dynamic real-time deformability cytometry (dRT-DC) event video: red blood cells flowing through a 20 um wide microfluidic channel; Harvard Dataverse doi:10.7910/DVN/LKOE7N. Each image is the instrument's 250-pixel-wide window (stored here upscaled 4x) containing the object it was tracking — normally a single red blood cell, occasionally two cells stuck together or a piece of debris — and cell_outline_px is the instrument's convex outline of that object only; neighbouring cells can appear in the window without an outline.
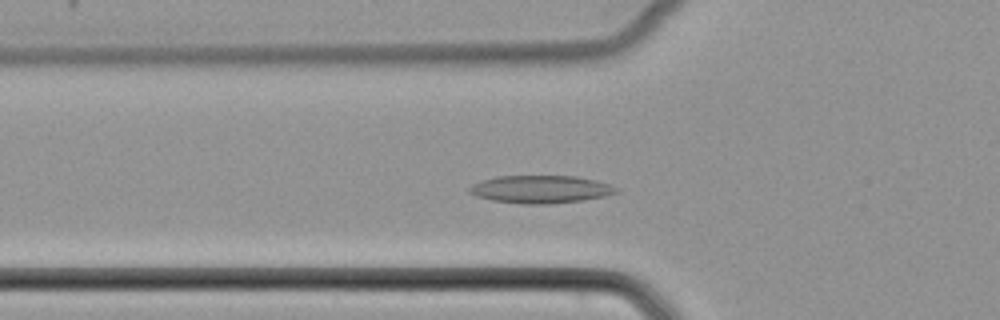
{"species": "common noctule bat (a hibernating species)", "species_latin": "Nyctalus noctula", "temperature_condition": "cold", "stored_images_in_passage": 49, "camera_frame_rate_fps": 3000, "um_per_image_px": 0.085, "animal": {"sex": "female", "body_mass_g": 22.7, "forearm_length_mm": 54.2}, "frame": {"image": 1, "passage_image": 15, "time_ms": 4.667, "image_size_px": [1000, 320], "cell_outline_px": [[620, 192], [604, 196], [584, 200], [548, 204], [524, 204], [492, 200], [476, 196], [468, 192], [468, 188], [472, 184], [480, 180], [496, 176], [576, 176], [596, 180], [620, 188]], "centroid_in_image_um": [45.95, 16.08], "position_along_channel_um": 79.8, "area_um2": 23.93}}
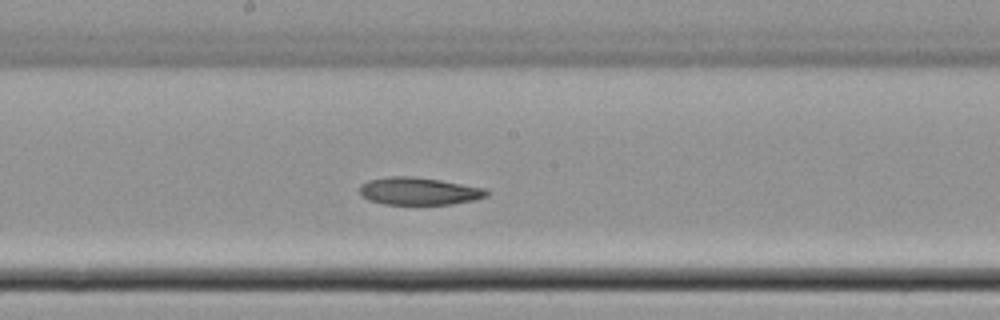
{"frame": {"image": 2, "passage_image": 25, "time_ms": 8.0, "image_size_px": [1000, 320], "cell_outline_px": [[488, 196], [476, 200], [452, 204], [384, 204], [368, 200], [360, 196], [360, 184], [368, 180], [388, 176], [408, 176], [440, 180], [484, 188], [488, 192]], "centroid_in_image_um": [35.58, 16.25], "position_along_channel_um": 212.6, "area_um2": 20.4}}
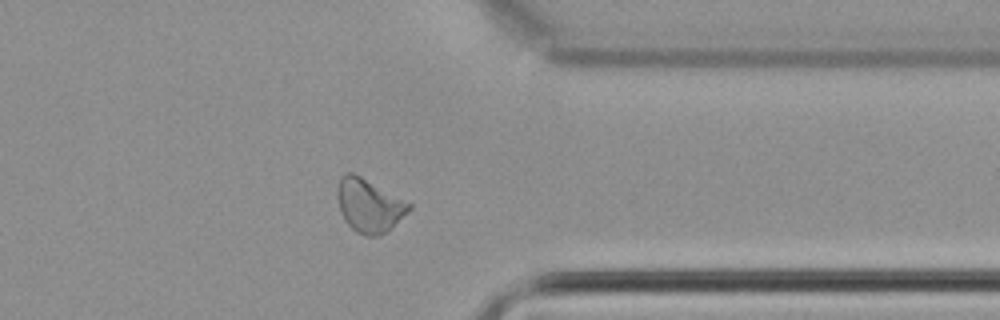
{"frame": {"image": 3, "passage_image": 38, "time_ms": 12.333, "image_size_px": [1000, 320], "cell_outline_px": [[412, 208], [408, 212], [380, 236], [364, 236], [356, 232], [344, 220], [340, 212], [336, 196], [336, 188], [340, 176], [344, 172], [352, 172], [360, 176], [412, 204]], "centroid_in_image_um": [31.32, 17.46], "position_along_channel_um": 380.1, "area_um2": 22.25}}